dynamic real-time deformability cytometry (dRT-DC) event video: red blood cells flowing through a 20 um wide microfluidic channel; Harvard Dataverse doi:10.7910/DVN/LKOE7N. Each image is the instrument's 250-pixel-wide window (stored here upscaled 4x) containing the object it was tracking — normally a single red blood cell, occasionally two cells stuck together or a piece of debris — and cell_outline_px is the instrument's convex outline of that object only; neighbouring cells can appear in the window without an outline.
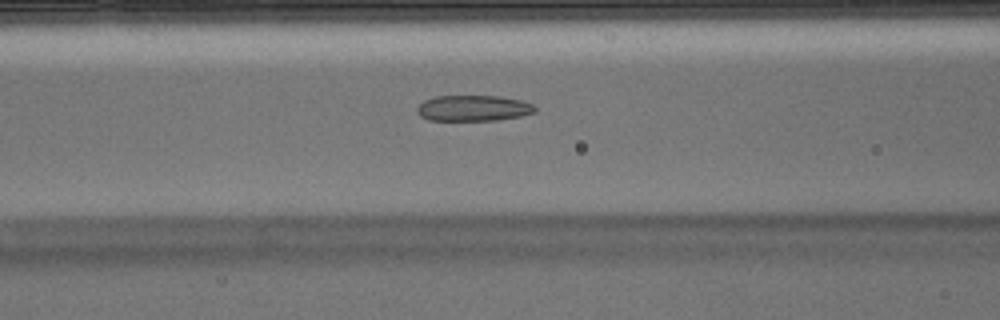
{"species": "Egyptian fruit bat (a non-hibernating species)", "species_latin": "Rousettus aegyptiacus", "temperature_condition": "warm", "stored_images_in_passage": 41, "segment_of_instrument_passage": [1, 2], "camera_frame_rate_fps": 3000, "um_per_image_px": 0.085, "animal": {"sex": "male"}, "frame": {"image": 1, "passage_image": 9, "time_ms": 2.667, "image_size_px": [1000, 320], "cell_outline_px": [[536, 112], [520, 116], [500, 120], [428, 120], [420, 116], [416, 112], [416, 108], [424, 100], [436, 96], [500, 96], [520, 100], [532, 104], [536, 108]], "centroid_in_image_um": [40.22, 9.19], "position_along_channel_um": 126.4, "area_um2": 17.8}}
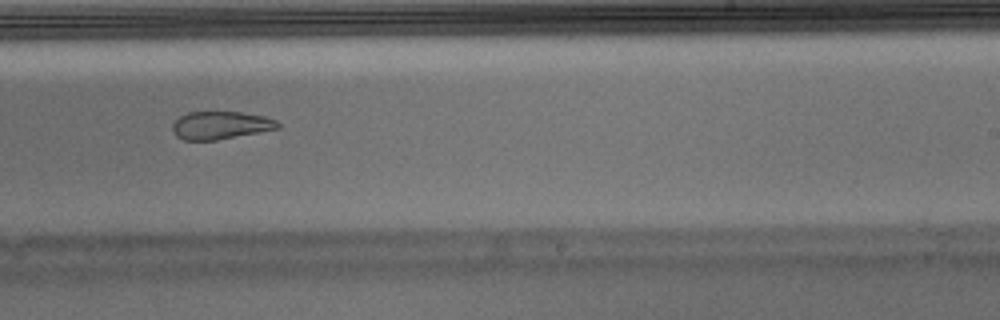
{"frame": {"image": 2, "passage_image": 20, "time_ms": 6.333, "image_size_px": [1000, 320], "cell_outline_px": [[280, 128], [260, 132], [216, 140], [184, 140], [176, 136], [172, 128], [172, 124], [180, 116], [188, 112], [240, 112], [264, 116], [276, 120], [280, 124]], "centroid_in_image_um": [18.75, 10.65], "position_along_channel_um": 270.2, "area_um2": 17.05}}
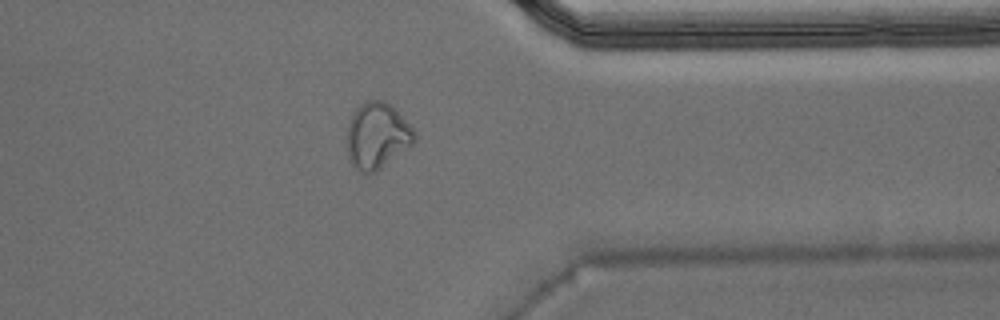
{"frame": {"image": 3, "passage_image": 29, "time_ms": 9.333, "image_size_px": [1000, 320], "cell_outline_px": [[416, 140], [412, 144], [376, 172], [368, 176], [352, 164], [348, 152], [348, 124], [356, 108], [364, 100], [384, 100], [392, 104], [396, 108], [416, 132]], "centroid_in_image_um": [32.08, 11.51], "position_along_channel_um": 379.3, "area_um2": 26.01}}